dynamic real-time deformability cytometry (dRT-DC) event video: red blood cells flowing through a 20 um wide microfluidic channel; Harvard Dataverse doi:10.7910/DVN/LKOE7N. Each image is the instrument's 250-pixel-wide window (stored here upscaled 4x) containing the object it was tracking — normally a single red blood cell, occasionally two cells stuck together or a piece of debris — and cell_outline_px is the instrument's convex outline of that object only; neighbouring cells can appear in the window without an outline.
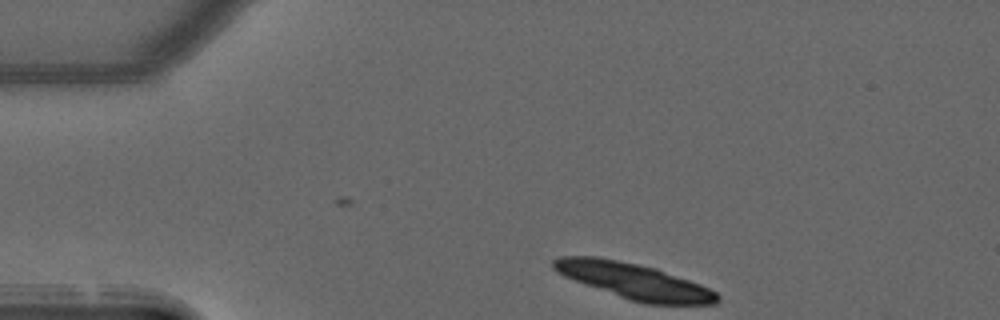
{"species": "common noctule bat (a hibernating species)", "species_latin": "Nyctalus noctula", "temperature_condition": "warm", "stored_images_in_passage": 2, "camera_frame_rate_fps": 3000, "um_per_image_px": 0.085, "animal": {"sex": "male", "forearm_length_mm": 52.5}, "frame": {"image": 1, "passage_image": 2, "time_ms": 0.333, "image_size_px": [1000, 320], "cell_outline_px": [[720, 300], [716, 304], [644, 304], [628, 300], [584, 284], [564, 276], [556, 272], [552, 268], [552, 260], [560, 256], [596, 256], [656, 268], [700, 284], [716, 292], [720, 296]], "centroid_in_image_um": [53.87, 23.9], "position_along_channel_um": 31.1, "area_um2": 34.1}}